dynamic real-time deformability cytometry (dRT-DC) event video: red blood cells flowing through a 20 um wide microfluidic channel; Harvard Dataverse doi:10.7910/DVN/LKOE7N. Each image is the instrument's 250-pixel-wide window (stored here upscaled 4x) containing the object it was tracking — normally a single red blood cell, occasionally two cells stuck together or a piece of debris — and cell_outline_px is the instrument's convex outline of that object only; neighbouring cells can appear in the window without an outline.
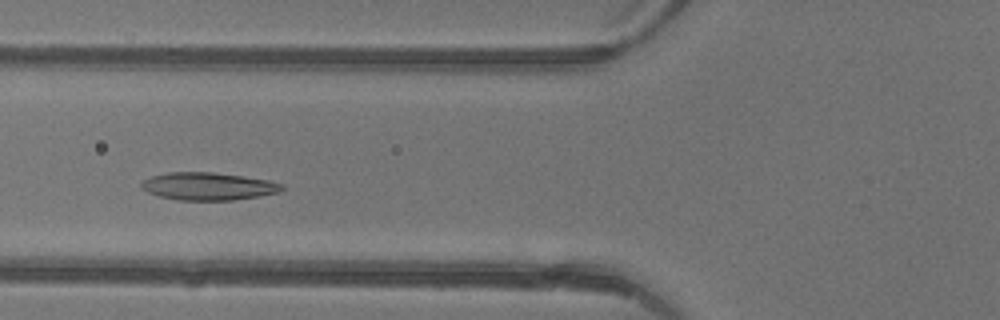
{"species": "common noctule bat (a hibernating species)", "species_latin": "Nyctalus noctula", "temperature_condition": "warm", "stored_images_in_passage": 2, "camera_frame_rate_fps": 3000, "um_per_image_px": 0.085, "animal": {"sex": "female"}, "frame": {"image": 1, "passage_image": 2, "time_ms": 0.333, "image_size_px": [1000, 320], "cell_outline_px": [[284, 188], [280, 192], [260, 196], [232, 200], [176, 200], [160, 196], [148, 192], [140, 184], [144, 180], [152, 176], [168, 172], [212, 172], [268, 180], [284, 184]], "centroid_in_image_um": [17.72, 15.84], "position_along_channel_um": 108.1, "area_um2": 22.48}}